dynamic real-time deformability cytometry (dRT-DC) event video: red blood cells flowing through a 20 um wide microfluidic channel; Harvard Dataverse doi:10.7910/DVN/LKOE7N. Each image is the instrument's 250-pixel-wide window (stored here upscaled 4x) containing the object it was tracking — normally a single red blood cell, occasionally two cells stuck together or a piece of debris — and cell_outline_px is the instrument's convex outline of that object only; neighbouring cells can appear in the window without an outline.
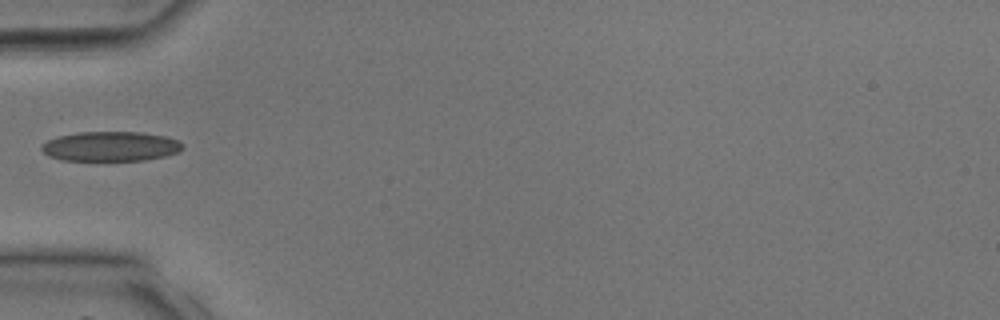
{"species": "common noctule bat (a hibernating species)", "species_latin": "Nyctalus noctula", "temperature_condition": "room temperature", "stored_images_in_passage": 26, "camera_frame_rate_fps": 3000, "um_per_image_px": 0.085, "animal": {"sex": "male", "body_mass_g": 17.9, "forearm_length_mm": 54.2}, "frame": {"image": 1, "passage_image": 1, "time_ms": 0.0, "image_size_px": [1000, 320], "cell_outline_px": [[184, 148], [180, 152], [164, 156], [144, 160], [60, 160], [48, 156], [40, 148], [40, 144], [48, 140], [60, 136], [80, 132], [140, 132], [164, 136], [176, 140], [184, 144]], "centroid_in_image_um": [9.4, 12.44], "position_along_channel_um": 75.6, "area_um2": 24.39}}
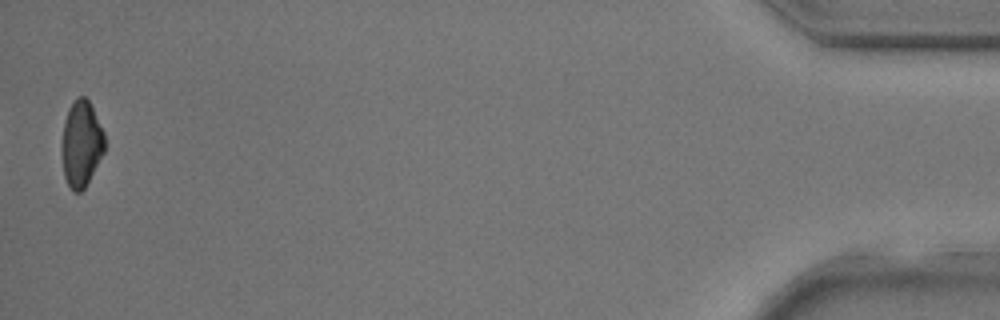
{"frame": {"image": 2, "passage_image": 26, "time_ms": 8.333, "image_size_px": [1000, 320], "cell_outline_px": [[104, 152], [84, 188], [80, 192], [72, 192], [64, 176], [60, 148], [64, 124], [68, 108], [80, 96], [84, 96], [88, 100], [104, 132]], "centroid_in_image_um": [6.88, 12.25], "position_along_channel_um": 428.3, "area_um2": 21.33}}